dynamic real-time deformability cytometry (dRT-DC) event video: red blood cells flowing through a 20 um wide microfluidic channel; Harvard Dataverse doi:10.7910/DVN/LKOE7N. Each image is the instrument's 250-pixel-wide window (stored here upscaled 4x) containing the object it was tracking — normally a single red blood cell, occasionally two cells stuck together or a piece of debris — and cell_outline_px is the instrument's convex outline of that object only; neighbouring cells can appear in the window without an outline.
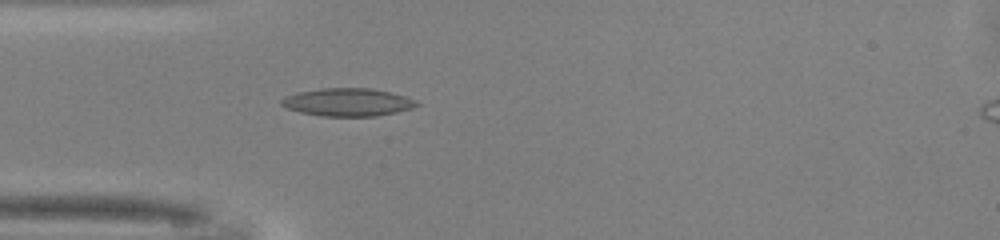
{"species": "common noctule bat (a hibernating species)", "species_latin": "Nyctalus noctula", "temperature_condition": "warm", "stored_images_in_passage": 36, "camera_frame_rate_fps": 3000, "um_per_image_px": 0.085, "animal": {"sex": "male", "body_mass_g": 13.0, "forearm_length_mm": 53.1}, "frame": {"image": 1, "passage_image": 1, "time_ms": 0.0, "image_size_px": [1000, 240], "cell_outline_px": [[420, 104], [412, 108], [396, 112], [376, 116], [320, 116], [300, 112], [288, 108], [280, 104], [280, 100], [284, 96], [300, 92], [324, 88], [368, 88], [388, 92], [404, 96], [416, 100]], "centroid_in_image_um": [29.54, 8.69], "position_along_channel_um": 55.5, "area_um2": 21.79}}
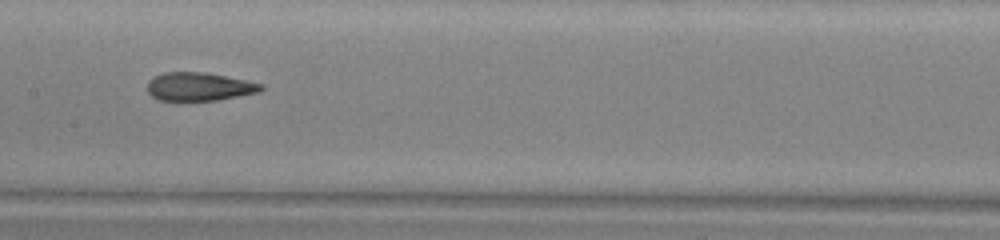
{"frame": {"image": 2, "passage_image": 11, "time_ms": 3.333, "image_size_px": [1000, 240], "cell_outline_px": [[264, 88], [260, 92], [216, 100], [160, 100], [152, 96], [148, 92], [148, 80], [164, 72], [204, 72], [264, 84]], "centroid_in_image_um": [16.94, 7.36], "position_along_channel_um": 190.5, "area_um2": 18.55}}
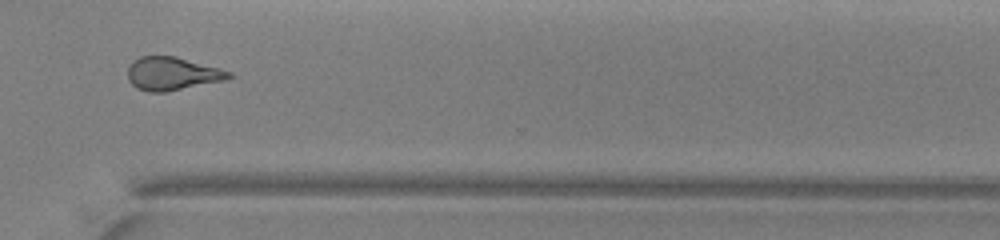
{"frame": {"image": 3, "passage_image": 23, "time_ms": 7.333, "image_size_px": [1000, 240], "cell_outline_px": [[236, 76], [224, 80], [164, 92], [148, 92], [136, 88], [128, 80], [128, 68], [132, 60], [140, 56], [176, 56], [220, 68], [232, 72]], "centroid_in_image_um": [14.64, 6.25], "position_along_channel_um": 356.0, "area_um2": 19.65}, "authors_computed_cell_mechanics": {"area_um2": 19.7098, "velocity_mm_per_s": 4.1366, "shape_relaxation_time_tau1_ms": 7.8047, "shape_relaxation_time_tau2_ms": 1.7878, "deformation_change_tau1": 0.2245, "deformation_change_tau2": 0.1074}}